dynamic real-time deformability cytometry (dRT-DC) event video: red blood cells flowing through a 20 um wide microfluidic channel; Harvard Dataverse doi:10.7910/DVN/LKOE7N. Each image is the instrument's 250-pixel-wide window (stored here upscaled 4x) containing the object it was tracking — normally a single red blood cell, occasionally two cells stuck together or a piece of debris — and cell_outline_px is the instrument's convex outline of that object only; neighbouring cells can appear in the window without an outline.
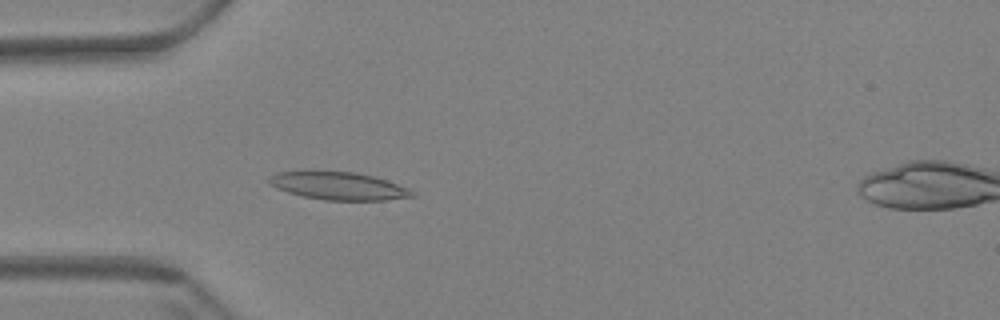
{"species": "Egyptian fruit bat (a non-hibernating species)", "species_latin": "Rousettus aegyptiacus", "temperature_condition": "warm", "stored_images_in_passage": 59, "camera_frame_rate_fps": 3000, "um_per_image_px": 0.085, "animal": {"sex": "female"}, "frame": {"image": 1, "passage_image": 17, "time_ms": 5.333, "image_size_px": [1000, 320], "cell_outline_px": [[416, 196], [384, 200], [324, 200], [300, 196], [276, 188], [268, 184], [268, 180], [276, 172], [352, 172], [372, 176], [408, 188], [416, 192]], "centroid_in_image_um": [28.77, 15.82], "position_along_channel_um": 56.2, "area_um2": 22.77}}
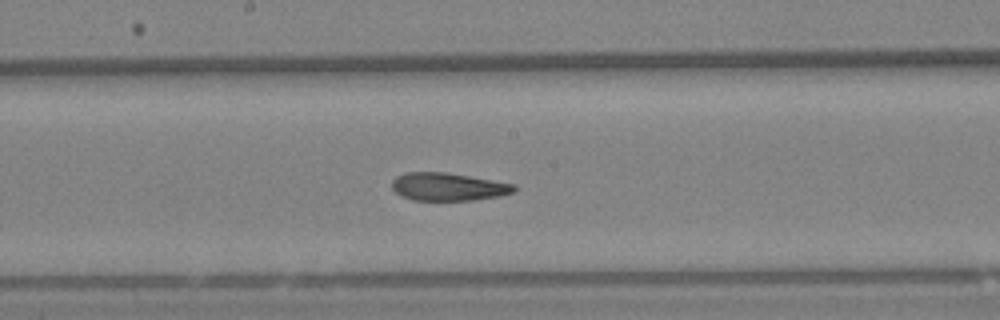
{"frame": {"image": 2, "passage_image": 31, "time_ms": 10.0, "image_size_px": [1000, 320], "cell_outline_px": [[516, 188], [512, 192], [500, 196], [472, 200], [412, 200], [400, 196], [392, 188], [392, 180], [396, 176], [408, 172], [444, 172], [468, 176], [512, 184]], "centroid_in_image_um": [38.02, 15.88], "position_along_channel_um": 210.2, "area_um2": 19.59}}
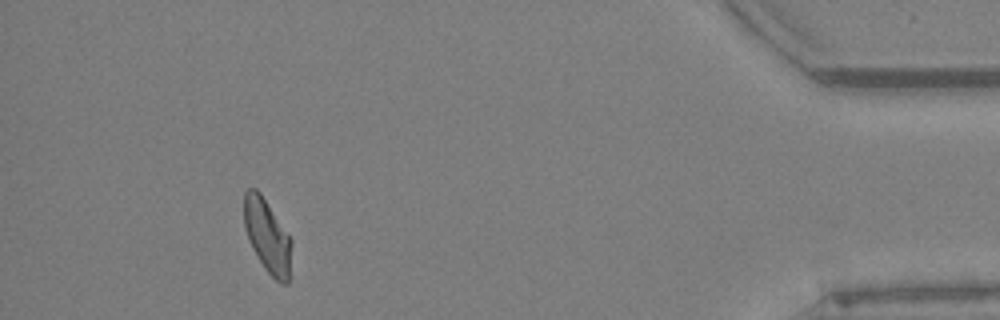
{"frame": {"image": 3, "passage_image": 54, "time_ms": 17.667, "image_size_px": [1000, 320], "cell_outline_px": [[292, 244], [288, 284], [280, 284], [264, 268], [252, 248], [244, 224], [244, 192], [248, 188], [256, 188], [260, 192], [292, 240]], "centroid_in_image_um": [22.72, 20.06], "position_along_channel_um": 412.5, "area_um2": 20.17}, "authors_computed_cell_mechanics": {"area_um2": 20.9236, "velocity_mm_per_s": 3.4277, "shape_relaxation_time_tau1_ms": null, "shape_relaxation_time_tau2_ms": 2.5842, "deformation_change_tau1": null, "deformation_change_tau2": 0.0973}}